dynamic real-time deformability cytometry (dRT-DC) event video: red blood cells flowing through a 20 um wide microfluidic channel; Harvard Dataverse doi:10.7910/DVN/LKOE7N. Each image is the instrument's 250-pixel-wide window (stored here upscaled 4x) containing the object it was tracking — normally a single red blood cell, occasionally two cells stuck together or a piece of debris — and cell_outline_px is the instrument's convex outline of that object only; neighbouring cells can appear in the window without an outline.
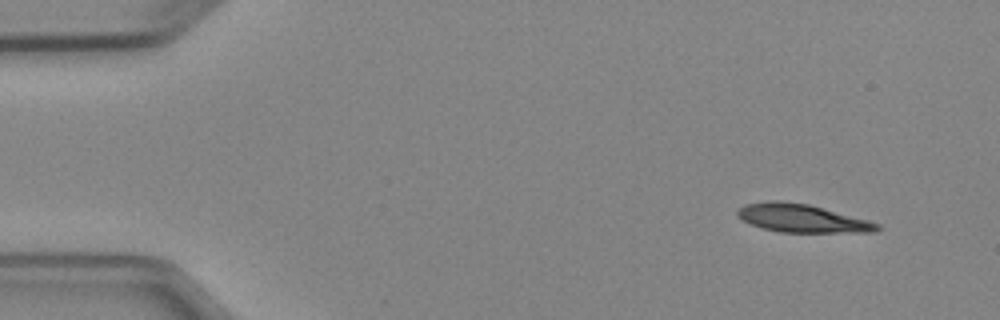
{"species": "Egyptian fruit bat (a non-hibernating species)", "species_latin": "Rousettus aegyptiacus", "temperature_condition": "cold", "stored_images_in_passage": 4, "camera_frame_rate_fps": 3000, "um_per_image_px": 0.085, "animal": {"sex": "female"}, "frame": {"image": 1, "passage_image": 1, "time_ms": 0.0, "image_size_px": [1000, 320], "cell_outline_px": [[880, 228], [876, 232], [780, 232], [764, 228], [752, 224], [736, 216], [736, 212], [744, 204], [768, 200], [784, 200], [808, 204], [868, 220], [880, 224]], "centroid_in_image_um": [68.15, 18.54], "position_along_channel_um": 16.8, "area_um2": 22.83}}
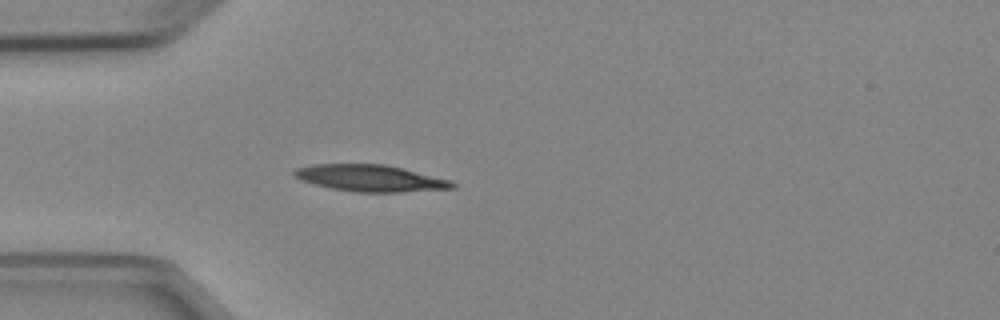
{"frame": {"image": 2, "passage_image": 4, "time_ms": 3.333, "image_size_px": [1000, 320], "cell_outline_px": [[456, 188], [400, 192], [352, 192], [332, 188], [300, 180], [292, 172], [296, 168], [316, 164], [384, 164], [404, 168], [452, 180], [456, 184]], "centroid_in_image_um": [31.53, 15.14], "position_along_channel_um": 53.5, "area_um2": 24.57}}